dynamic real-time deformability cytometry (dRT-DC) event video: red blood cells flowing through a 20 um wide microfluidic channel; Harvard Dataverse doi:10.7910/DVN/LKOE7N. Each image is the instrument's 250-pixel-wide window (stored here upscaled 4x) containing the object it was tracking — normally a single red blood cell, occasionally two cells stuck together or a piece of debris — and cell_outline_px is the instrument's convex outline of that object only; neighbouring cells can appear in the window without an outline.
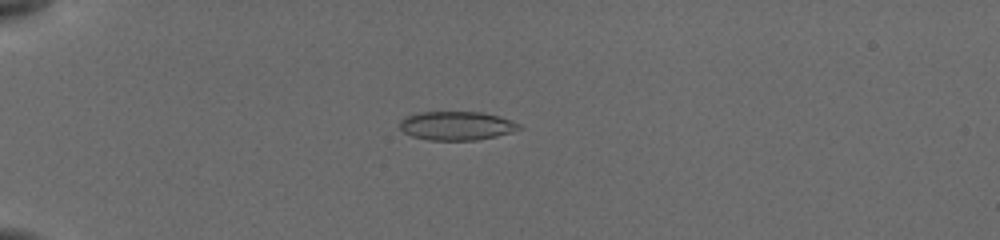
{"species": "common noctule bat (a hibernating species)", "species_latin": "Nyctalus noctula", "temperature_condition": "cold", "stored_images_in_passage": 56, "camera_frame_rate_fps": 3000, "um_per_image_px": 0.085, "animal": {"sex": "female", "body_mass_g": 19.5, "forearm_length_mm": 54.1}, "frame": {"image": 1, "passage_image": 19, "time_ms": 5.0, "image_size_px": [1000, 240], "cell_outline_px": [[524, 128], [512, 132], [496, 136], [476, 140], [428, 140], [412, 136], [404, 132], [400, 128], [400, 120], [404, 116], [424, 112], [480, 112], [500, 116], [512, 120], [520, 124]], "centroid_in_image_um": [38.84, 10.69], "position_along_channel_um": 46.2, "area_um2": 20.11}}
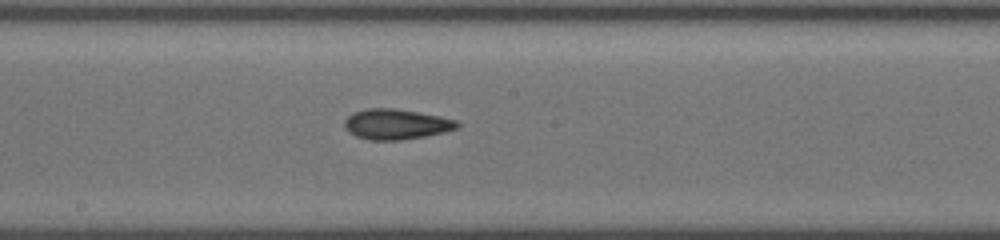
{"frame": {"image": 2, "passage_image": 35, "time_ms": 10.333, "image_size_px": [1000, 240], "cell_outline_px": [[460, 124], [456, 128], [444, 132], [424, 136], [400, 140], [372, 140], [356, 136], [348, 132], [344, 128], [344, 120], [352, 112], [368, 108], [396, 108], [440, 116], [456, 120]], "centroid_in_image_um": [33.63, 10.55], "position_along_channel_um": 214.6, "area_um2": 19.94}}
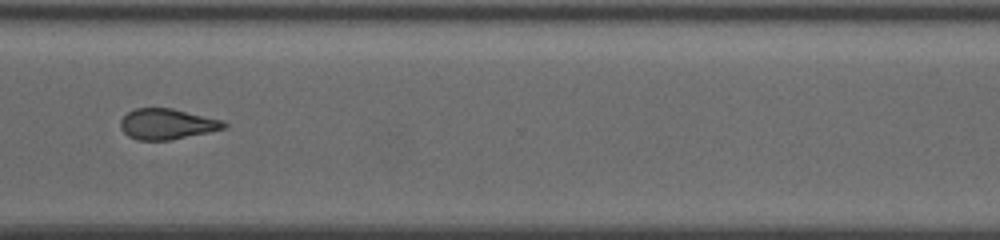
{"frame": {"image": 3, "passage_image": 55, "time_ms": 14.0, "image_size_px": [1000, 240], "cell_outline_px": [[228, 128], [168, 140], [136, 140], [128, 136], [120, 128], [120, 120], [128, 112], [136, 108], [172, 108], [220, 120], [228, 124]], "centroid_in_image_um": [14.17, 10.54], "position_along_channel_um": 356.4, "area_um2": 18.32}}